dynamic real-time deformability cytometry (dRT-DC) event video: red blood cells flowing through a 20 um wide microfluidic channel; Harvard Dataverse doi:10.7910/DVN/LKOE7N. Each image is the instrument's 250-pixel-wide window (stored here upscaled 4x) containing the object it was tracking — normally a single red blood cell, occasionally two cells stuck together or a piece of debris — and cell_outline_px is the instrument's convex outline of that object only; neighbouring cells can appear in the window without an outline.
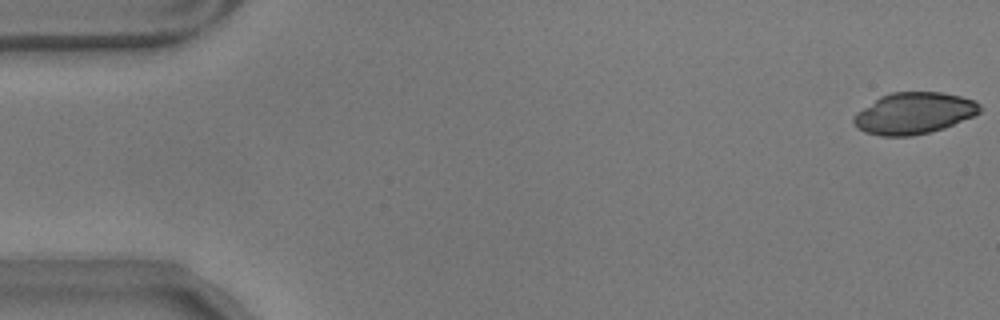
{"species": "common noctule bat (a hibernating species)", "species_latin": "Nyctalus noctula", "temperature_condition": "warm", "stored_images_in_passage": 13, "camera_frame_rate_fps": 3000, "um_per_image_px": 0.085, "animal": {"sex": "male", "body_mass_g": 17.9}, "frame": {"image": 1, "passage_image": 1, "time_ms": 0.0, "image_size_px": [1000, 320], "cell_outline_px": [[984, 108], [980, 112], [972, 116], [944, 128], [912, 136], [880, 136], [864, 132], [856, 128], [852, 124], [852, 116], [856, 112], [880, 96], [892, 92], [940, 92], [960, 96], [976, 100]], "centroid_in_image_um": [77.65, 9.62], "position_along_channel_um": 7.4, "area_um2": 30.75}}